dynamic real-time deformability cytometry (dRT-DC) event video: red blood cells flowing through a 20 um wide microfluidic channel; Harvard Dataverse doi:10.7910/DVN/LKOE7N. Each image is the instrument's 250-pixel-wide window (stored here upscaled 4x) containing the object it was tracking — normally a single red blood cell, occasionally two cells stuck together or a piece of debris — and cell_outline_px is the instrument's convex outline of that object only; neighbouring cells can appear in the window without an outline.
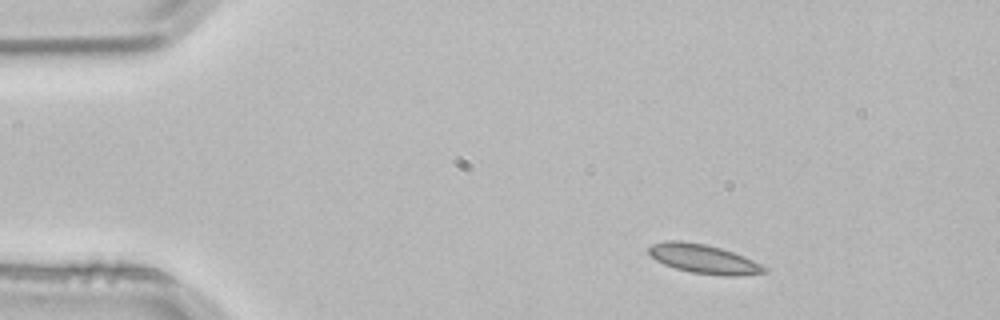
{"species": "common noctule bat (a hibernating species)", "species_latin": "Nyctalus noctula", "temperature_condition": "room temperature", "stored_images_in_passage": 3, "segment_of_instrument_passage": [1, 2], "camera_frame_rate_fps": 3000, "um_per_image_px": 0.085, "animal": {"sex": "male", "body_mass_g": 21.5, "forearm_length_mm": 52.0}, "frame": {"image": 1, "passage_image": 1, "time_ms": 0.0, "image_size_px": [1000, 320], "cell_outline_px": [[768, 272], [736, 276], [724, 276], [692, 272], [676, 268], [664, 264], [656, 260], [648, 252], [648, 248], [652, 244], [668, 240], [680, 240], [704, 244], [720, 248], [744, 256], [768, 268]], "centroid_in_image_um": [59.82, 22.01], "position_along_channel_um": 25.2, "area_um2": 19.42}}